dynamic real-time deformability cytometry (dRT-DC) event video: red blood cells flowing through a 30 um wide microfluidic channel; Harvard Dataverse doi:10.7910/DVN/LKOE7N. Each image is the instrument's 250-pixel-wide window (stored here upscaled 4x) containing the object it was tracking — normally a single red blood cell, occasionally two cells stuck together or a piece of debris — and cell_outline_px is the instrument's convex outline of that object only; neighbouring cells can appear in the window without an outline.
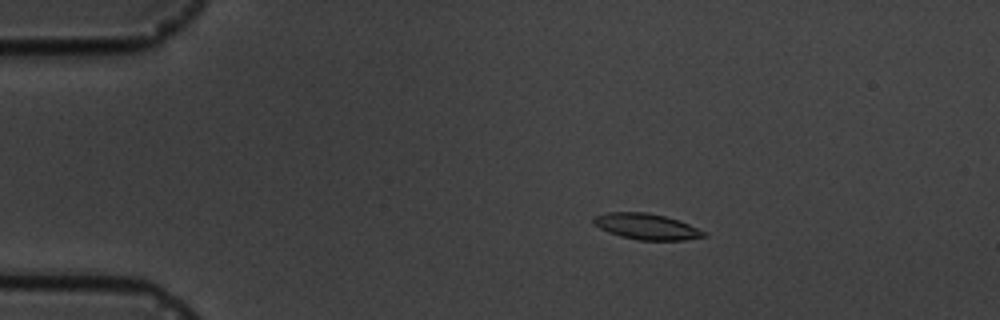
{"species": "common noctule bat (a hibernating species)", "species_latin": "Nyctalus noctula", "temperature_condition": "cold", "stored_images_in_passage": 4, "camera_frame_rate_fps": 3000, "um_per_image_px": 0.085, "animal": {"sex": "male", "body_mass_g": 19.5, "forearm_length_mm": 54.6}, "frame": {"image": 1, "passage_image": 1, "time_ms": 0.0, "image_size_px": [1000, 320], "cell_outline_px": [[708, 236], [684, 240], [636, 240], [620, 236], [608, 232], [592, 224], [592, 216], [608, 212], [648, 212], [664, 216], [688, 224], [708, 232]], "centroid_in_image_um": [54.93, 19.26], "position_along_channel_um": 30.1, "area_um2": 16.82}}
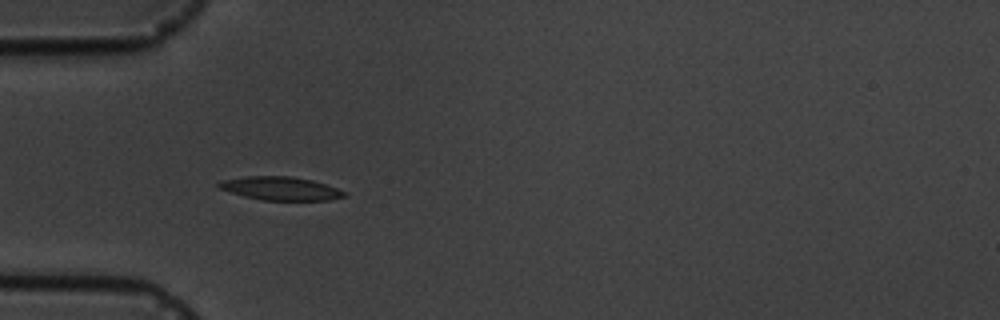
{"frame": {"image": 2, "passage_image": 3, "time_ms": 2.333, "image_size_px": [1000, 320], "cell_outline_px": [[348, 196], [328, 200], [264, 200], [244, 196], [220, 188], [216, 184], [220, 180], [248, 176], [292, 176], [312, 180], [336, 188], [344, 192]], "centroid_in_image_um": [23.84, 16.01], "position_along_channel_um": 61.2, "area_um2": 16.94}}
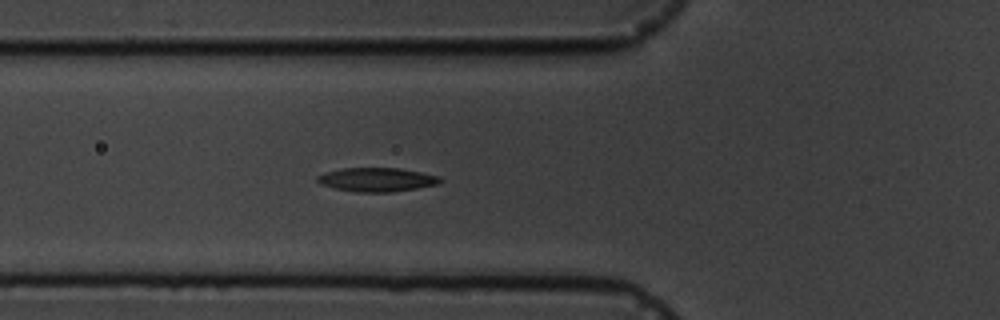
{"frame": {"image": 3, "passage_image": 4, "time_ms": 3.333, "image_size_px": [1000, 320], "cell_outline_px": [[444, 180], [440, 184], [392, 192], [356, 192], [336, 188], [320, 184], [316, 180], [316, 176], [324, 172], [340, 168], [396, 168], [420, 172], [440, 176]], "centroid_in_image_um": [32.03, 15.26], "position_along_channel_um": 93.8, "area_um2": 17.17}}